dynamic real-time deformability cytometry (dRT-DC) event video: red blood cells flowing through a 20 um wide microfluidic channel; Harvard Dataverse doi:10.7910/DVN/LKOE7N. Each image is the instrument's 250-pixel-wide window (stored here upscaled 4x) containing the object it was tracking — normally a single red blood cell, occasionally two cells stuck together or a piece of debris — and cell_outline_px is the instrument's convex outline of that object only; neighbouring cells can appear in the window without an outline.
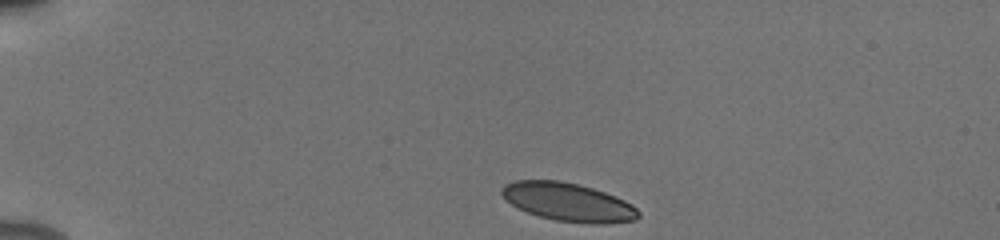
{"species": "human", "species_latin": "Homo sapiens", "temperature_condition": "cold", "stored_images_in_passage": 43, "camera_frame_rate_fps": 3000, "um_per_image_px": 0.085, "donor": {"sex": "male"}, "frame": {"image": 1, "passage_image": 1, "time_ms": 0.0, "image_size_px": [1000, 240], "cell_outline_px": [[640, 216], [636, 220], [604, 224], [592, 224], [556, 220], [540, 216], [528, 212], [512, 204], [500, 192], [500, 188], [504, 184], [512, 180], [560, 180], [592, 188], [616, 196], [632, 204], [640, 212]], "centroid_in_image_um": [48.32, 17.17], "position_along_channel_um": 36.7, "area_um2": 30.46}}
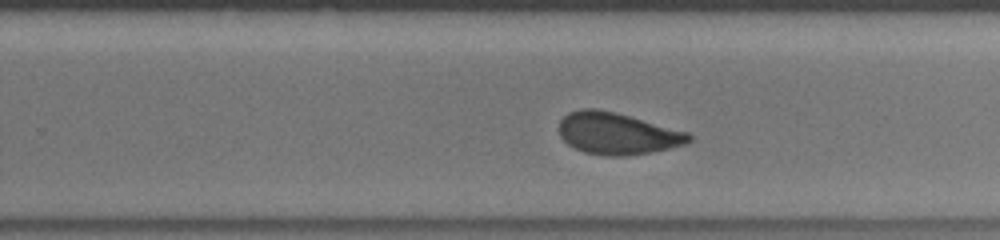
{"frame": {"image": 2, "passage_image": 25, "time_ms": 8.0, "image_size_px": [1000, 240], "cell_outline_px": [[692, 140], [684, 144], [652, 152], [624, 156], [604, 156], [584, 152], [568, 144], [560, 136], [560, 120], [568, 112], [580, 108], [596, 108], [616, 112], [688, 132], [692, 136]], "centroid_in_image_um": [52.45, 11.34], "position_along_channel_um": 277.3, "area_um2": 31.62}}
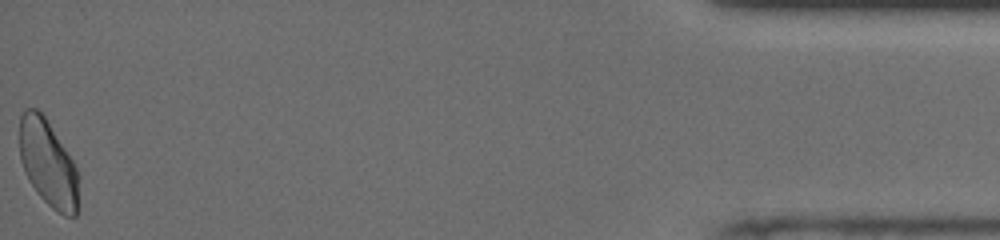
{"frame": {"image": 3, "passage_image": 43, "time_ms": 14.0, "image_size_px": [1000, 240], "cell_outline_px": [[80, 176], [76, 216], [64, 216], [52, 208], [36, 192], [24, 172], [20, 160], [20, 116], [24, 108], [36, 108], [44, 116], [72, 160]], "centroid_in_image_um": [4.08, 13.9], "position_along_channel_um": 431.1, "area_um2": 29.77}, "authors_computed_cell_mechanics": {"area_um2": 31.6744, "velocity_mm_per_s": 3.8649, "shape_relaxation_time_tau1_ms": 5.0185, "shape_relaxation_time_tau2_ms": 1.1022, "deformation_change_tau1": 0.122, "deformation_change_tau2": 0.058}}